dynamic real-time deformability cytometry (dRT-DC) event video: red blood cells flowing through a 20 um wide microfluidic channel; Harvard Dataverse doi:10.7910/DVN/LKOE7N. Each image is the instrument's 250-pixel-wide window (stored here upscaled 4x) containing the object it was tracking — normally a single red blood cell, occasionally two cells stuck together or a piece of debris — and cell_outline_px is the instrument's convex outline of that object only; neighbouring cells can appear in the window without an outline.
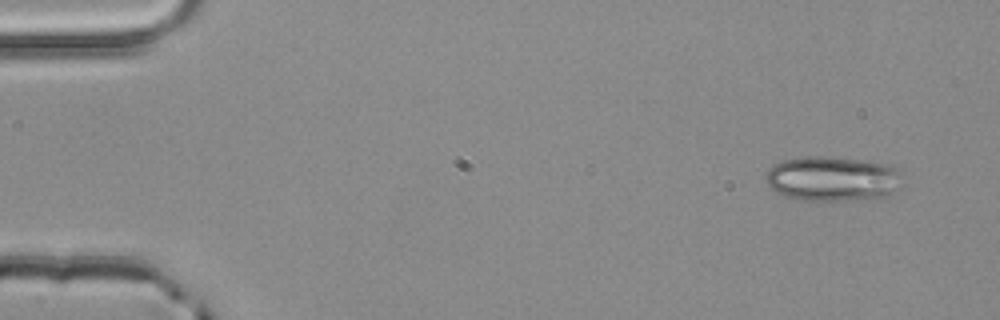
{"species": "common noctule bat (a hibernating species)", "species_latin": "Nyctalus noctula", "temperature_condition": "room temperature", "stored_images_in_passage": 4, "camera_frame_rate_fps": 3000, "um_per_image_px": 0.085, "animal": {"sex": "male", "body_mass_g": 20.4}, "frame": {"image": 1, "passage_image": 1, "time_ms": 0.0, "image_size_px": [1000, 320], "cell_outline_px": [[900, 188], [892, 192], [880, 196], [844, 200], [800, 200], [784, 196], [776, 192], [764, 180], [764, 176], [768, 168], [772, 164], [784, 160], [808, 156], [828, 156], [872, 160], [896, 164], [900, 168]], "centroid_in_image_um": [70.77, 15.15], "position_along_channel_um": 14.2, "area_um2": 36.24}}